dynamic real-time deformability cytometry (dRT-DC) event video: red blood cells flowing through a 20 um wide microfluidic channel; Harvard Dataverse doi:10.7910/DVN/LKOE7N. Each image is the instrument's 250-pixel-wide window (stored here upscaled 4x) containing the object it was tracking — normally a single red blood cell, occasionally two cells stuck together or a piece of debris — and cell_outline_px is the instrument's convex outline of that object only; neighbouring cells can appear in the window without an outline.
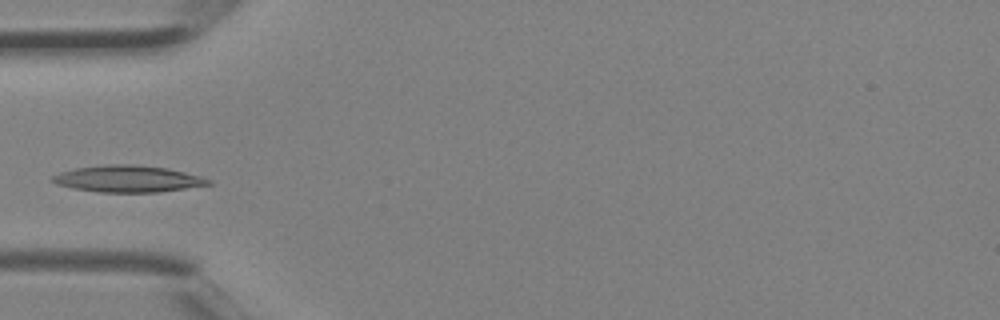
{"species": "Egyptian fruit bat (a non-hibernating species)", "species_latin": "Rousettus aegyptiacus", "temperature_condition": "room temperature", "stored_images_in_passage": 2, "camera_frame_rate_fps": 3000, "um_per_image_px": 0.085, "animal": {"sex": "female"}, "frame": {"image": 1, "passage_image": 2, "time_ms": 0.333, "image_size_px": [1000, 320], "cell_outline_px": [[212, 184], [160, 192], [100, 192], [72, 188], [56, 184], [48, 180], [52, 176], [60, 172], [76, 168], [112, 164], [132, 164], [168, 168], [200, 176], [212, 180]], "centroid_in_image_um": [10.85, 15.2], "position_along_channel_um": 74.1, "area_um2": 24.22}}